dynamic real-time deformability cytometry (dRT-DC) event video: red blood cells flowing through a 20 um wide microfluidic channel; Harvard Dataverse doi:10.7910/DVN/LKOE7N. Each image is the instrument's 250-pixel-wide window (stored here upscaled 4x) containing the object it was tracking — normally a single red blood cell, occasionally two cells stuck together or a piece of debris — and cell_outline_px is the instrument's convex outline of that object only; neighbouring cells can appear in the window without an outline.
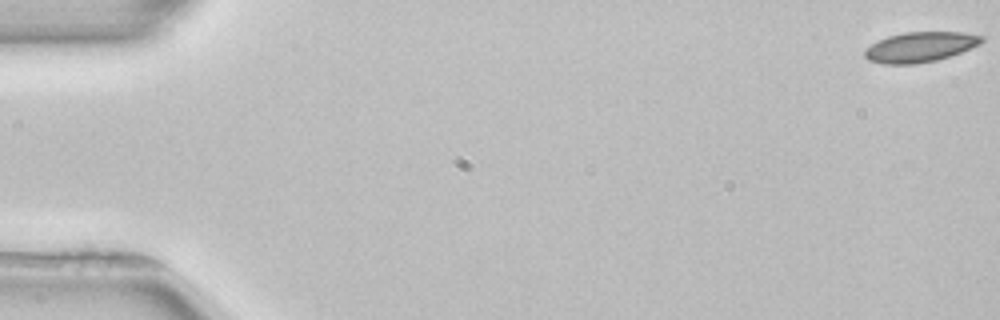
{"species": "common noctule bat (a hibernating species)", "species_latin": "Nyctalus noctula", "temperature_condition": "room temperature", "stored_images_in_passage": 53, "camera_frame_rate_fps": 3000, "um_per_image_px": 0.085, "animal": {"sex": "female", "body_mass_g": 22.7, "forearm_length_mm": 54.2}, "frame": {"image": 1, "passage_image": 1, "time_ms": 0.0, "image_size_px": [1000, 320], "cell_outline_px": [[984, 40], [980, 44], [960, 52], [936, 60], [916, 64], [884, 64], [868, 60], [864, 56], [864, 48], [888, 36], [904, 32], [964, 32], [984, 36]], "centroid_in_image_um": [78.2, 3.99], "position_along_channel_um": 6.8, "area_um2": 20.46}}
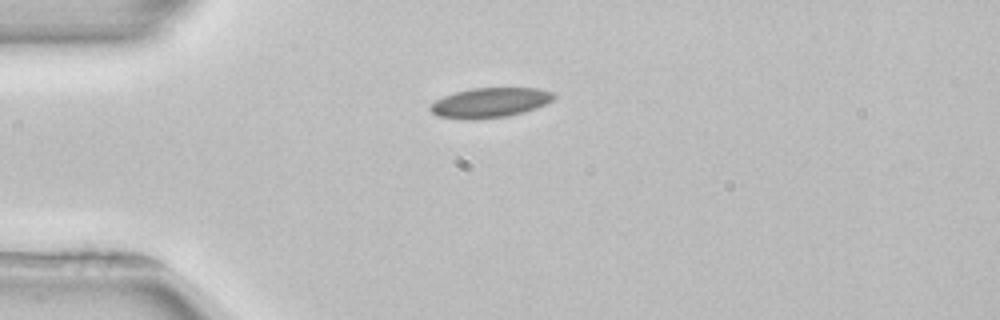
{"frame": {"image": 2, "passage_image": 14, "time_ms": 4.333, "image_size_px": [1000, 320], "cell_outline_px": [[556, 96], [552, 100], [536, 108], [524, 112], [504, 116], [472, 120], [436, 116], [428, 108], [436, 100], [444, 96], [456, 92], [472, 88], [536, 88], [552, 92]], "centroid_in_image_um": [41.63, 8.72], "position_along_channel_um": 43.4, "area_um2": 21.27}}
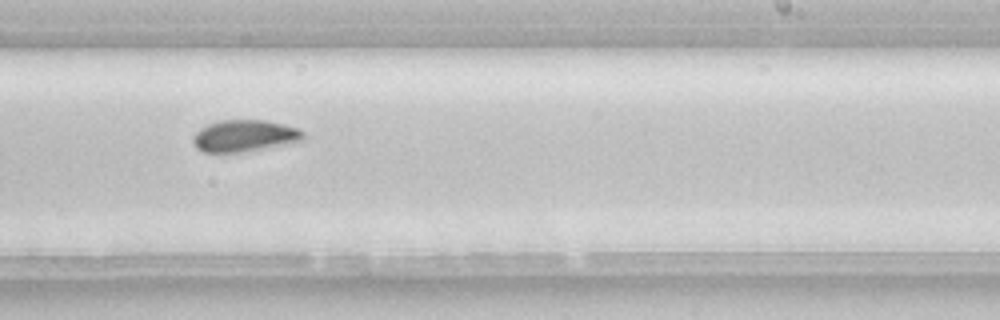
{"frame": {"image": 3, "passage_image": 33, "time_ms": 10.667, "image_size_px": [1000, 320], "cell_outline_px": [[304, 140], [244, 152], [204, 152], [196, 148], [192, 140], [192, 136], [200, 128], [208, 124], [220, 120], [264, 120], [284, 124], [300, 128], [304, 132]], "centroid_in_image_um": [20.78, 11.54], "position_along_channel_um": 268.2, "area_um2": 20.46}, "authors_computed_cell_mechanics": {"area_um2": 20.9236, "velocity_mm_per_s": 3.9256, "shape_relaxation_time_tau1_ms": 6.5428, "shape_relaxation_time_tau2_ms": null, "deformation_change_tau1": 0.1015, "deformation_change_tau2": null}}